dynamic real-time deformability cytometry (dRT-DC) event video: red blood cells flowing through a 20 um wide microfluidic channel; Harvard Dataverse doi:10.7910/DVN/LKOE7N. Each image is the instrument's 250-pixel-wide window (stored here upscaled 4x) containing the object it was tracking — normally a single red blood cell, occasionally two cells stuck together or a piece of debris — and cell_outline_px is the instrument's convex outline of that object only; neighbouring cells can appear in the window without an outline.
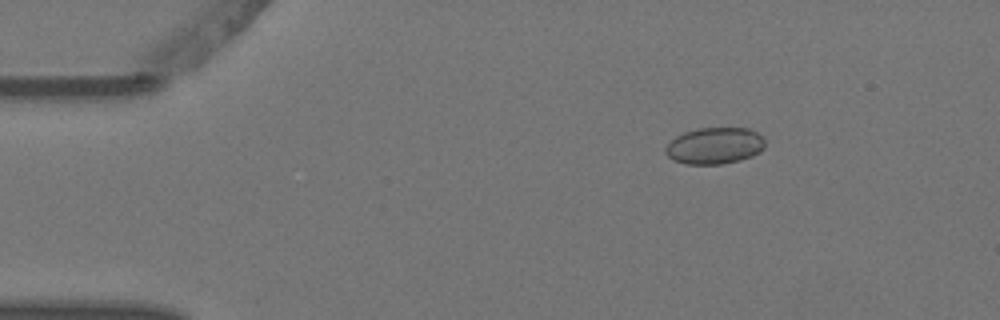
{"species": "Egyptian fruit bat (a non-hibernating species)", "species_latin": "Rousettus aegyptiacus", "temperature_condition": "warm", "stored_images_in_passage": 5, "camera_frame_rate_fps": 3000, "um_per_image_px": 0.085, "animal": {"sex": "female"}, "frame": {"image": 1, "passage_image": 3, "time_ms": 0.667, "image_size_px": [1000, 320], "cell_outline_px": [[764, 148], [760, 152], [752, 156], [720, 164], [688, 164], [672, 160], [664, 152], [664, 148], [676, 136], [684, 132], [700, 128], [748, 128], [756, 132], [764, 140]], "centroid_in_image_um": [60.72, 12.39], "position_along_channel_um": 24.3, "area_um2": 21.04}}